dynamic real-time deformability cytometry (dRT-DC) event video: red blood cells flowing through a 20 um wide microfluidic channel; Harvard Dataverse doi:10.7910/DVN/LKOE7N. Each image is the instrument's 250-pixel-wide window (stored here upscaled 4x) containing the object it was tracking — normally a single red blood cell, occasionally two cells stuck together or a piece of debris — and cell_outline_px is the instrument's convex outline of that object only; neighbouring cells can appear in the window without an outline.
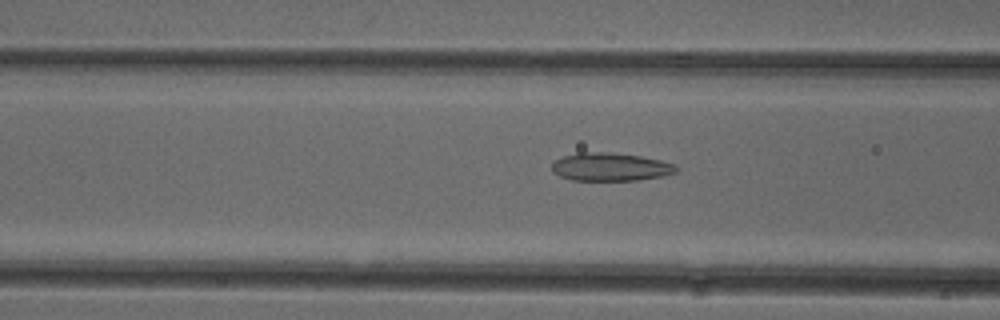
{"species": "common noctule bat (a hibernating species)", "species_latin": "Nyctalus noctula", "temperature_condition": "cold", "stored_images_in_passage": 50, "camera_frame_rate_fps": 3000, "um_per_image_px": 0.085, "animal": {"sex": "female"}, "frame": {"image": 1, "passage_image": 18, "time_ms": 5.667, "image_size_px": [1000, 320], "cell_outline_px": [[676, 172], [664, 176], [640, 180], [572, 180], [560, 176], [552, 172], [552, 164], [556, 160], [564, 156], [576, 152], [612, 152], [640, 156], [660, 160], [676, 164]], "centroid_in_image_um": [51.89, 14.18], "position_along_channel_um": 114.7, "area_um2": 20.46}}
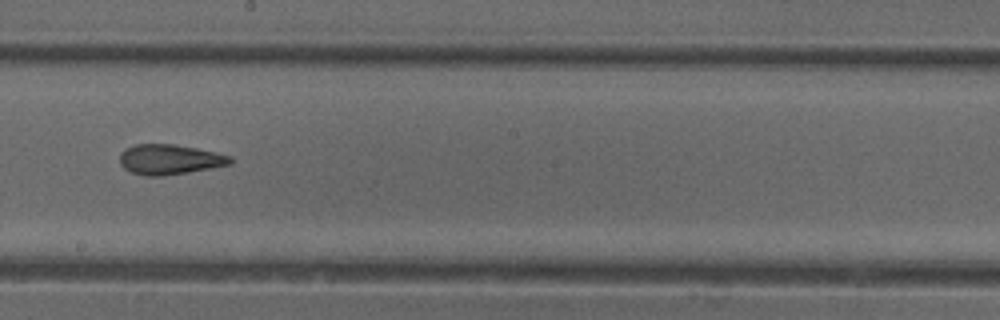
{"frame": {"image": 2, "passage_image": 27, "time_ms": 8.667, "image_size_px": [1000, 320], "cell_outline_px": [[232, 164], [188, 172], [160, 176], [144, 176], [132, 172], [124, 168], [120, 164], [120, 152], [124, 148], [136, 144], [176, 144], [216, 152], [232, 156]], "centroid_in_image_um": [14.41, 13.54], "position_along_channel_um": 233.8, "area_um2": 19.48}}
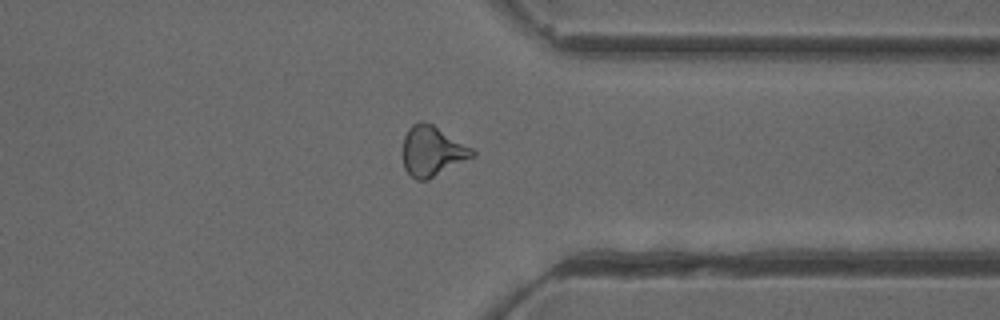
{"frame": {"image": 3, "passage_image": 38, "time_ms": 12.333, "image_size_px": [1000, 320], "cell_outline_px": [[476, 156], [428, 180], [416, 180], [404, 168], [400, 152], [404, 136], [408, 128], [412, 124], [420, 120], [424, 120], [432, 124], [472, 148], [476, 152]], "centroid_in_image_um": [36.7, 12.84], "position_along_channel_um": 374.7, "area_um2": 20.75}, "authors_computed_cell_mechanics": {"area_um2": 20.1722, "velocity_mm_per_s": 3.9523, "shape_relaxation_time_tau1_ms": null, "shape_relaxation_time_tau2_ms": 2.9722, "deformation_change_tau1": null, "deformation_change_tau2": 0.1258}}